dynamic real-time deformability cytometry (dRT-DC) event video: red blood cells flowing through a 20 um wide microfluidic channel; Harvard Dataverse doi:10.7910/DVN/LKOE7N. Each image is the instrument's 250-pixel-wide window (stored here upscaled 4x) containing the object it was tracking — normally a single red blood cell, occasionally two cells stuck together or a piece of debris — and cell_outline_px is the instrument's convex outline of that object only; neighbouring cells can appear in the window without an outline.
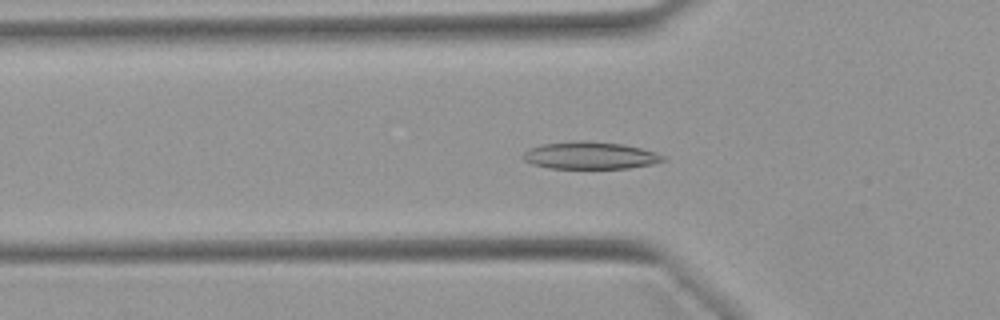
{"species": "Egyptian fruit bat (a non-hibernating species)", "species_latin": "Rousettus aegyptiacus", "temperature_condition": "warm", "stored_images_in_passage": 52, "camera_frame_rate_fps": 3000, "um_per_image_px": 0.085, "animal": {"sex": "female"}, "frame": {"image": 1, "passage_image": 17, "time_ms": 5.333, "image_size_px": [1000, 320], "cell_outline_px": [[668, 160], [652, 164], [628, 168], [548, 168], [532, 164], [524, 160], [520, 156], [528, 148], [540, 144], [572, 140], [588, 140], [620, 144], [640, 148], [656, 152], [664, 156]], "centroid_in_image_um": [50.11, 13.2], "position_along_channel_um": 75.7, "area_um2": 22.54}}
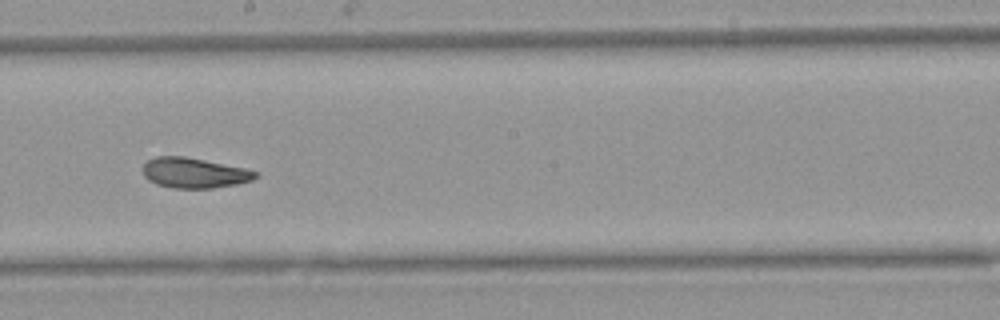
{"frame": {"image": 2, "passage_image": 29, "time_ms": 9.333, "image_size_px": [1000, 320], "cell_outline_px": [[260, 172], [252, 180], [236, 184], [212, 188], [172, 188], [156, 184], [148, 180], [144, 176], [144, 164], [148, 160], [156, 156], [184, 156], [244, 168]], "centroid_in_image_um": [16.5, 14.7], "position_along_channel_um": 231.7, "area_um2": 19.71}}
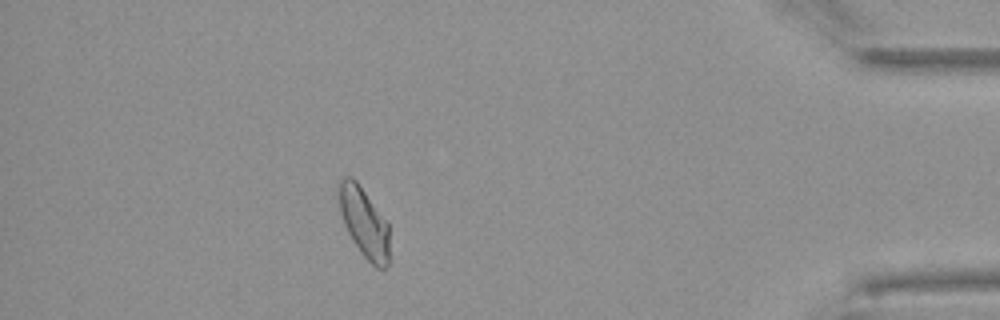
{"frame": {"image": 3, "passage_image": 46, "time_ms": 15.0, "image_size_px": [1000, 320], "cell_outline_px": [[388, 264], [384, 268], [376, 268], [360, 252], [352, 240], [344, 224], [340, 212], [340, 180], [344, 176], [352, 176], [356, 180], [388, 220]], "centroid_in_image_um": [30.97, 18.9], "position_along_channel_um": 404.2, "area_um2": 20.46}, "authors_computed_cell_mechanics": {"area_um2": 20.9814, "velocity_mm_per_s": 3.8983, "shape_relaxation_time_tau1_ms": 7.3839, "shape_relaxation_time_tau2_ms": 2.9133, "deformation_change_tau1": 0.1846, "deformation_change_tau2": 0.0579}}